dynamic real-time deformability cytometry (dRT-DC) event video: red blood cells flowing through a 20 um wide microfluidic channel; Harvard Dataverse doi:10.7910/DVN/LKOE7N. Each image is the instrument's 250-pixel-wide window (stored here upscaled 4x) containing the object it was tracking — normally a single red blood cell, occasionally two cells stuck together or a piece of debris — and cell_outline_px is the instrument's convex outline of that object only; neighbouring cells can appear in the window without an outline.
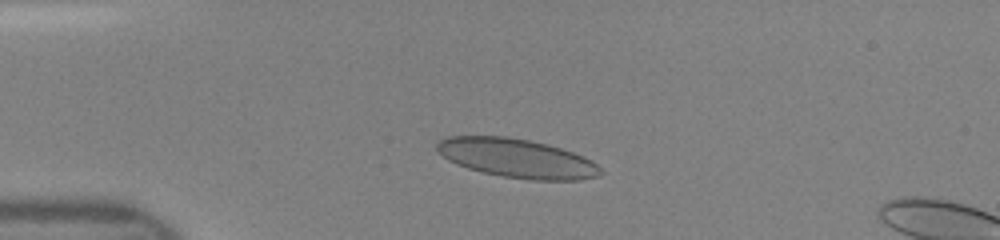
{"species": "human", "species_latin": "Homo sapiens", "temperature_condition": "room temperature", "stored_images_in_passage": 35, "camera_frame_rate_fps": 3000, "um_per_image_px": 0.085, "donor": {"sex": "female"}, "frame": {"image": 1, "passage_image": 9, "time_ms": 2.667, "image_size_px": [1000, 240], "cell_outline_px": [[604, 172], [596, 176], [576, 180], [532, 180], [504, 176], [484, 172], [468, 168], [448, 160], [436, 148], [436, 144], [440, 140], [448, 136], [504, 136], [528, 140], [548, 144], [572, 152], [596, 164]], "centroid_in_image_um": [43.91, 13.44], "position_along_channel_um": 41.1, "area_um2": 36.53}}
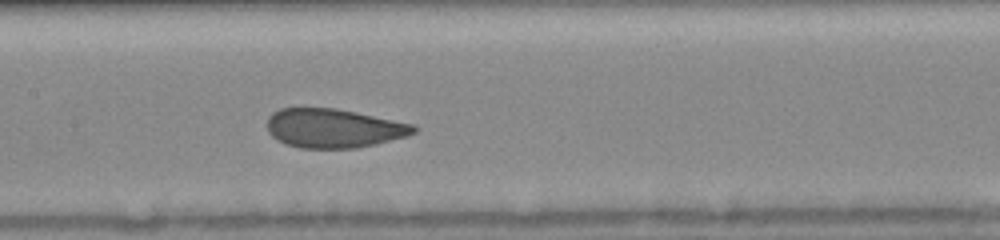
{"frame": {"image": 2, "passage_image": 21, "time_ms": 6.667, "image_size_px": [1000, 240], "cell_outline_px": [[416, 132], [408, 136], [376, 144], [356, 148], [300, 148], [284, 144], [276, 140], [268, 132], [268, 116], [272, 112], [280, 108], [336, 108], [416, 124]], "centroid_in_image_um": [28.37, 10.9], "position_along_channel_um": 179.0, "area_um2": 33.64}}
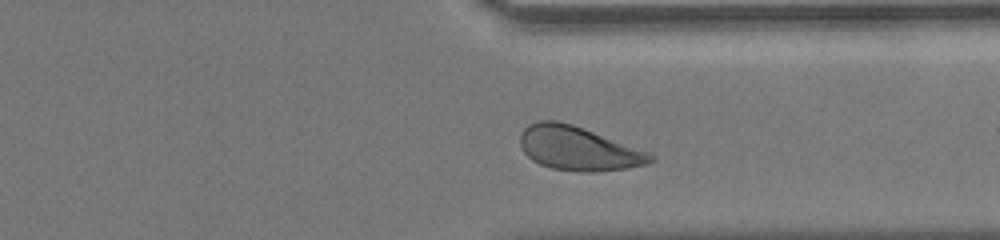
{"frame": {"image": 3, "passage_image": 34, "time_ms": 11.0, "image_size_px": [1000, 240], "cell_outline_px": [[656, 160], [648, 164], [628, 168], [592, 172], [580, 172], [552, 168], [540, 164], [532, 160], [524, 152], [520, 144], [520, 132], [528, 124], [540, 120], [556, 120], [572, 124], [652, 152], [656, 156]], "centroid_in_image_um": [49.2, 12.62], "position_along_channel_um": 362.2, "area_um2": 33.76}}